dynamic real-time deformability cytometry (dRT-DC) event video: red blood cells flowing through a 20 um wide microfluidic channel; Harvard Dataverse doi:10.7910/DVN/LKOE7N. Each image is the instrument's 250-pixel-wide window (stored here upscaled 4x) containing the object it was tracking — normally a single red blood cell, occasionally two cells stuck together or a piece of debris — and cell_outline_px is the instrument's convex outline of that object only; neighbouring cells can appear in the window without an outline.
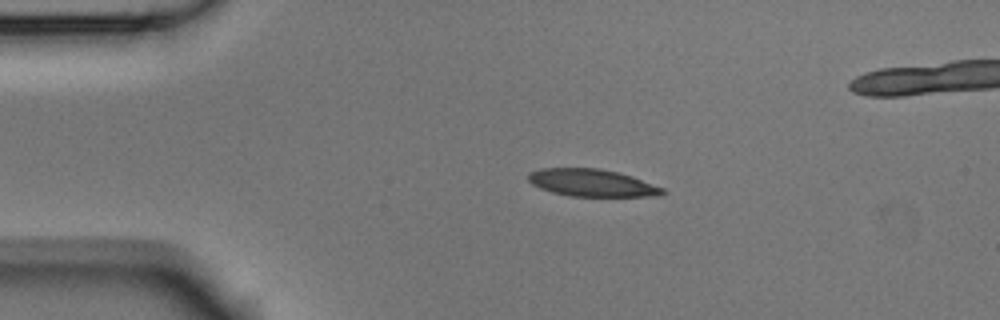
{"species": "Egyptian fruit bat (a non-hibernating species)", "species_latin": "Rousettus aegyptiacus", "temperature_condition": "room temperature", "stored_images_in_passage": 8, "camera_frame_rate_fps": 3000, "um_per_image_px": 0.085, "animal": {"sex": "male"}, "frame": {"image": 1, "passage_image": 2, "time_ms": 0.333, "image_size_px": [1000, 320], "cell_outline_px": [[668, 192], [660, 196], [572, 196], [552, 192], [540, 188], [532, 184], [528, 180], [528, 172], [540, 168], [600, 168], [632, 176], [664, 188]], "centroid_in_image_um": [50.32, 15.54], "position_along_channel_um": 34.7, "area_um2": 21.44}}
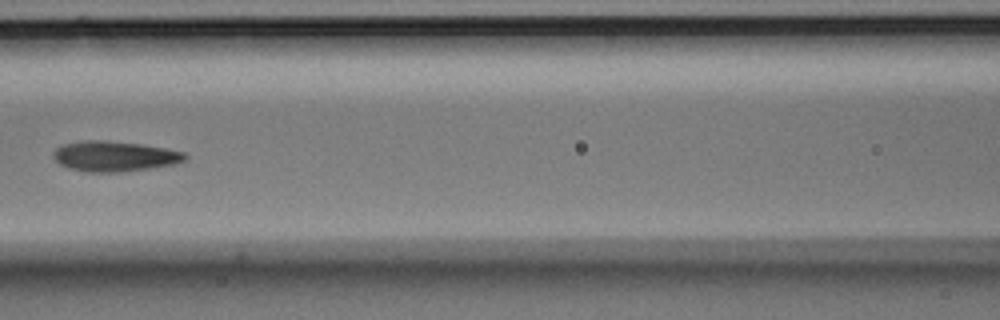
{"frame": {"image": 2, "passage_image": 5, "time_ms": 1.333, "image_size_px": [1000, 320], "cell_outline_px": [[188, 156], [184, 160], [176, 164], [124, 172], [84, 172], [68, 168], [60, 164], [52, 156], [52, 152], [56, 148], [64, 144], [84, 140], [104, 140], [140, 144], [164, 148], [184, 152]], "centroid_in_image_um": [9.71, 13.29], "position_along_channel_um": 156.9, "area_um2": 23.35}}
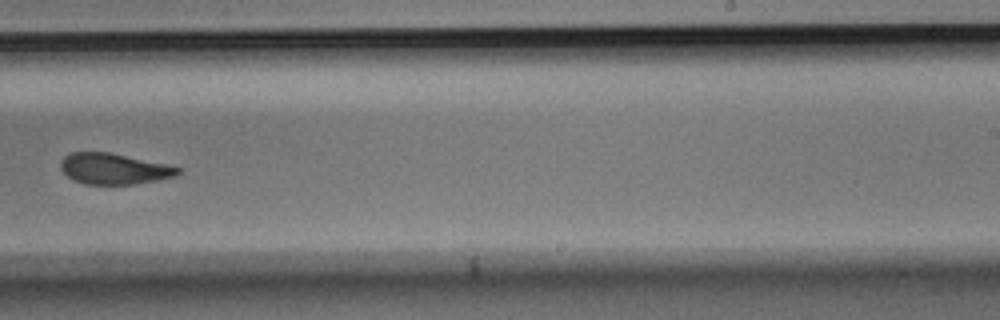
{"frame": {"image": 3, "passage_image": 8, "time_ms": 2.333, "image_size_px": [1000, 320], "cell_outline_px": [[180, 172], [176, 176], [160, 180], [136, 184], [84, 184], [68, 176], [60, 168], [60, 160], [64, 156], [72, 152], [108, 152], [164, 164], [180, 168]], "centroid_in_image_um": [9.67, 14.35], "position_along_channel_um": 279.3, "area_um2": 20.92}}